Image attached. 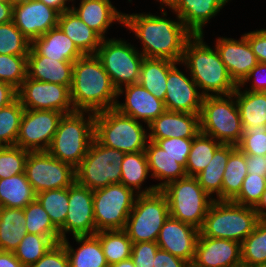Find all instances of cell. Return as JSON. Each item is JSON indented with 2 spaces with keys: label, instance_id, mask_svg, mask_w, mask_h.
Instances as JSON below:
<instances>
[{
  "label": "cell",
  "instance_id": "obj_30",
  "mask_svg": "<svg viewBox=\"0 0 266 267\" xmlns=\"http://www.w3.org/2000/svg\"><path fill=\"white\" fill-rule=\"evenodd\" d=\"M80 247L74 249L68 238L60 241L66 250L69 267H109L100 239L96 235L73 236Z\"/></svg>",
  "mask_w": 266,
  "mask_h": 267
},
{
  "label": "cell",
  "instance_id": "obj_50",
  "mask_svg": "<svg viewBox=\"0 0 266 267\" xmlns=\"http://www.w3.org/2000/svg\"><path fill=\"white\" fill-rule=\"evenodd\" d=\"M192 142L193 138H166L158 139L155 143L186 167Z\"/></svg>",
  "mask_w": 266,
  "mask_h": 267
},
{
  "label": "cell",
  "instance_id": "obj_28",
  "mask_svg": "<svg viewBox=\"0 0 266 267\" xmlns=\"http://www.w3.org/2000/svg\"><path fill=\"white\" fill-rule=\"evenodd\" d=\"M149 172L152 178L163 181L156 184L158 190L164 188L168 183L187 177L185 167L171 157L155 142L148 140L145 148Z\"/></svg>",
  "mask_w": 266,
  "mask_h": 267
},
{
  "label": "cell",
  "instance_id": "obj_39",
  "mask_svg": "<svg viewBox=\"0 0 266 267\" xmlns=\"http://www.w3.org/2000/svg\"><path fill=\"white\" fill-rule=\"evenodd\" d=\"M95 235L100 239L108 265L131 257L133 243L124 229L99 231Z\"/></svg>",
  "mask_w": 266,
  "mask_h": 267
},
{
  "label": "cell",
  "instance_id": "obj_2",
  "mask_svg": "<svg viewBox=\"0 0 266 267\" xmlns=\"http://www.w3.org/2000/svg\"><path fill=\"white\" fill-rule=\"evenodd\" d=\"M118 90L96 55H84L73 64L70 98L75 111L98 113L115 108Z\"/></svg>",
  "mask_w": 266,
  "mask_h": 267
},
{
  "label": "cell",
  "instance_id": "obj_31",
  "mask_svg": "<svg viewBox=\"0 0 266 267\" xmlns=\"http://www.w3.org/2000/svg\"><path fill=\"white\" fill-rule=\"evenodd\" d=\"M237 148L235 145L222 144L214 153L210 163L195 176L198 184L214 200L222 201V182L230 154ZM216 194V198L213 197Z\"/></svg>",
  "mask_w": 266,
  "mask_h": 267
},
{
  "label": "cell",
  "instance_id": "obj_33",
  "mask_svg": "<svg viewBox=\"0 0 266 267\" xmlns=\"http://www.w3.org/2000/svg\"><path fill=\"white\" fill-rule=\"evenodd\" d=\"M168 59L144 58L140 67L139 81L153 96L164 101L168 72L176 65Z\"/></svg>",
  "mask_w": 266,
  "mask_h": 267
},
{
  "label": "cell",
  "instance_id": "obj_66",
  "mask_svg": "<svg viewBox=\"0 0 266 267\" xmlns=\"http://www.w3.org/2000/svg\"><path fill=\"white\" fill-rule=\"evenodd\" d=\"M0 2H9V0H0Z\"/></svg>",
  "mask_w": 266,
  "mask_h": 267
},
{
  "label": "cell",
  "instance_id": "obj_5",
  "mask_svg": "<svg viewBox=\"0 0 266 267\" xmlns=\"http://www.w3.org/2000/svg\"><path fill=\"white\" fill-rule=\"evenodd\" d=\"M140 121L120 113L116 108L95 113L94 138L102 145L135 153L145 151L148 133Z\"/></svg>",
  "mask_w": 266,
  "mask_h": 267
},
{
  "label": "cell",
  "instance_id": "obj_44",
  "mask_svg": "<svg viewBox=\"0 0 266 267\" xmlns=\"http://www.w3.org/2000/svg\"><path fill=\"white\" fill-rule=\"evenodd\" d=\"M24 110L18 99L0 109V147L16 146Z\"/></svg>",
  "mask_w": 266,
  "mask_h": 267
},
{
  "label": "cell",
  "instance_id": "obj_37",
  "mask_svg": "<svg viewBox=\"0 0 266 267\" xmlns=\"http://www.w3.org/2000/svg\"><path fill=\"white\" fill-rule=\"evenodd\" d=\"M246 155L237 147L229 156L223 174L222 201H232L247 176Z\"/></svg>",
  "mask_w": 266,
  "mask_h": 267
},
{
  "label": "cell",
  "instance_id": "obj_14",
  "mask_svg": "<svg viewBox=\"0 0 266 267\" xmlns=\"http://www.w3.org/2000/svg\"><path fill=\"white\" fill-rule=\"evenodd\" d=\"M17 99L24 109L56 110L70 114L75 112L70 89L65 85L26 78L17 89Z\"/></svg>",
  "mask_w": 266,
  "mask_h": 267
},
{
  "label": "cell",
  "instance_id": "obj_40",
  "mask_svg": "<svg viewBox=\"0 0 266 267\" xmlns=\"http://www.w3.org/2000/svg\"><path fill=\"white\" fill-rule=\"evenodd\" d=\"M241 262L246 267H262L266 262V220H260L255 229L241 243Z\"/></svg>",
  "mask_w": 266,
  "mask_h": 267
},
{
  "label": "cell",
  "instance_id": "obj_3",
  "mask_svg": "<svg viewBox=\"0 0 266 267\" xmlns=\"http://www.w3.org/2000/svg\"><path fill=\"white\" fill-rule=\"evenodd\" d=\"M203 38V34L193 35L187 41L180 64L190 71L204 97L232 94L238 85L230 77L217 49L208 46Z\"/></svg>",
  "mask_w": 266,
  "mask_h": 267
},
{
  "label": "cell",
  "instance_id": "obj_46",
  "mask_svg": "<svg viewBox=\"0 0 266 267\" xmlns=\"http://www.w3.org/2000/svg\"><path fill=\"white\" fill-rule=\"evenodd\" d=\"M27 78V56L0 54V81L18 89Z\"/></svg>",
  "mask_w": 266,
  "mask_h": 267
},
{
  "label": "cell",
  "instance_id": "obj_42",
  "mask_svg": "<svg viewBox=\"0 0 266 267\" xmlns=\"http://www.w3.org/2000/svg\"><path fill=\"white\" fill-rule=\"evenodd\" d=\"M36 199L49 215L53 225L60 230L68 213V187L39 192Z\"/></svg>",
  "mask_w": 266,
  "mask_h": 267
},
{
  "label": "cell",
  "instance_id": "obj_10",
  "mask_svg": "<svg viewBox=\"0 0 266 267\" xmlns=\"http://www.w3.org/2000/svg\"><path fill=\"white\" fill-rule=\"evenodd\" d=\"M125 153L100 144L95 138L86 156L76 168V181L90 190L120 183Z\"/></svg>",
  "mask_w": 266,
  "mask_h": 267
},
{
  "label": "cell",
  "instance_id": "obj_60",
  "mask_svg": "<svg viewBox=\"0 0 266 267\" xmlns=\"http://www.w3.org/2000/svg\"><path fill=\"white\" fill-rule=\"evenodd\" d=\"M43 2L46 6L57 10L60 14L70 10L71 7L67 6V1L70 3L71 0H39Z\"/></svg>",
  "mask_w": 266,
  "mask_h": 267
},
{
  "label": "cell",
  "instance_id": "obj_15",
  "mask_svg": "<svg viewBox=\"0 0 266 267\" xmlns=\"http://www.w3.org/2000/svg\"><path fill=\"white\" fill-rule=\"evenodd\" d=\"M63 115L56 110L25 109L16 146L29 151H47Z\"/></svg>",
  "mask_w": 266,
  "mask_h": 267
},
{
  "label": "cell",
  "instance_id": "obj_7",
  "mask_svg": "<svg viewBox=\"0 0 266 267\" xmlns=\"http://www.w3.org/2000/svg\"><path fill=\"white\" fill-rule=\"evenodd\" d=\"M199 116L201 133L221 144L240 143L244 131L234 93L203 97Z\"/></svg>",
  "mask_w": 266,
  "mask_h": 267
},
{
  "label": "cell",
  "instance_id": "obj_52",
  "mask_svg": "<svg viewBox=\"0 0 266 267\" xmlns=\"http://www.w3.org/2000/svg\"><path fill=\"white\" fill-rule=\"evenodd\" d=\"M30 267H69V259L64 245L61 242L56 243Z\"/></svg>",
  "mask_w": 266,
  "mask_h": 267
},
{
  "label": "cell",
  "instance_id": "obj_63",
  "mask_svg": "<svg viewBox=\"0 0 266 267\" xmlns=\"http://www.w3.org/2000/svg\"><path fill=\"white\" fill-rule=\"evenodd\" d=\"M29 1H33V0H9V3L14 7L23 3H27Z\"/></svg>",
  "mask_w": 266,
  "mask_h": 267
},
{
  "label": "cell",
  "instance_id": "obj_23",
  "mask_svg": "<svg viewBox=\"0 0 266 267\" xmlns=\"http://www.w3.org/2000/svg\"><path fill=\"white\" fill-rule=\"evenodd\" d=\"M148 139L194 138L200 133L199 114L166 110L147 125Z\"/></svg>",
  "mask_w": 266,
  "mask_h": 267
},
{
  "label": "cell",
  "instance_id": "obj_27",
  "mask_svg": "<svg viewBox=\"0 0 266 267\" xmlns=\"http://www.w3.org/2000/svg\"><path fill=\"white\" fill-rule=\"evenodd\" d=\"M73 64L74 62L58 61L41 54H28L27 77L43 82L65 85L70 89Z\"/></svg>",
  "mask_w": 266,
  "mask_h": 267
},
{
  "label": "cell",
  "instance_id": "obj_21",
  "mask_svg": "<svg viewBox=\"0 0 266 267\" xmlns=\"http://www.w3.org/2000/svg\"><path fill=\"white\" fill-rule=\"evenodd\" d=\"M215 44L230 77L237 85L259 63L244 34L239 40L219 37Z\"/></svg>",
  "mask_w": 266,
  "mask_h": 267
},
{
  "label": "cell",
  "instance_id": "obj_45",
  "mask_svg": "<svg viewBox=\"0 0 266 267\" xmlns=\"http://www.w3.org/2000/svg\"><path fill=\"white\" fill-rule=\"evenodd\" d=\"M31 42L13 21L0 24V54L28 56Z\"/></svg>",
  "mask_w": 266,
  "mask_h": 267
},
{
  "label": "cell",
  "instance_id": "obj_48",
  "mask_svg": "<svg viewBox=\"0 0 266 267\" xmlns=\"http://www.w3.org/2000/svg\"><path fill=\"white\" fill-rule=\"evenodd\" d=\"M265 189L266 177L247 174L239 194L232 202L243 206L255 207L260 201Z\"/></svg>",
  "mask_w": 266,
  "mask_h": 267
},
{
  "label": "cell",
  "instance_id": "obj_55",
  "mask_svg": "<svg viewBox=\"0 0 266 267\" xmlns=\"http://www.w3.org/2000/svg\"><path fill=\"white\" fill-rule=\"evenodd\" d=\"M187 261L171 253L158 249L154 257V267H186Z\"/></svg>",
  "mask_w": 266,
  "mask_h": 267
},
{
  "label": "cell",
  "instance_id": "obj_35",
  "mask_svg": "<svg viewBox=\"0 0 266 267\" xmlns=\"http://www.w3.org/2000/svg\"><path fill=\"white\" fill-rule=\"evenodd\" d=\"M237 87L233 92L240 113L243 131L266 125V92H251Z\"/></svg>",
  "mask_w": 266,
  "mask_h": 267
},
{
  "label": "cell",
  "instance_id": "obj_6",
  "mask_svg": "<svg viewBox=\"0 0 266 267\" xmlns=\"http://www.w3.org/2000/svg\"><path fill=\"white\" fill-rule=\"evenodd\" d=\"M260 221L254 207L232 201L214 200L206 214L200 234L209 238L229 239L239 243Z\"/></svg>",
  "mask_w": 266,
  "mask_h": 267
},
{
  "label": "cell",
  "instance_id": "obj_47",
  "mask_svg": "<svg viewBox=\"0 0 266 267\" xmlns=\"http://www.w3.org/2000/svg\"><path fill=\"white\" fill-rule=\"evenodd\" d=\"M29 150L18 146L0 147V179L24 173Z\"/></svg>",
  "mask_w": 266,
  "mask_h": 267
},
{
  "label": "cell",
  "instance_id": "obj_25",
  "mask_svg": "<svg viewBox=\"0 0 266 267\" xmlns=\"http://www.w3.org/2000/svg\"><path fill=\"white\" fill-rule=\"evenodd\" d=\"M71 9L92 30L103 39L108 27L114 22L121 25L124 21V13L118 11L110 0H81L79 7L72 4Z\"/></svg>",
  "mask_w": 266,
  "mask_h": 267
},
{
  "label": "cell",
  "instance_id": "obj_19",
  "mask_svg": "<svg viewBox=\"0 0 266 267\" xmlns=\"http://www.w3.org/2000/svg\"><path fill=\"white\" fill-rule=\"evenodd\" d=\"M200 230L169 215L157 239L159 249L189 262L193 260Z\"/></svg>",
  "mask_w": 266,
  "mask_h": 267
},
{
  "label": "cell",
  "instance_id": "obj_56",
  "mask_svg": "<svg viewBox=\"0 0 266 267\" xmlns=\"http://www.w3.org/2000/svg\"><path fill=\"white\" fill-rule=\"evenodd\" d=\"M248 174L266 177V155H246Z\"/></svg>",
  "mask_w": 266,
  "mask_h": 267
},
{
  "label": "cell",
  "instance_id": "obj_34",
  "mask_svg": "<svg viewBox=\"0 0 266 267\" xmlns=\"http://www.w3.org/2000/svg\"><path fill=\"white\" fill-rule=\"evenodd\" d=\"M25 225L23 208L0 207V250L14 252L27 233Z\"/></svg>",
  "mask_w": 266,
  "mask_h": 267
},
{
  "label": "cell",
  "instance_id": "obj_51",
  "mask_svg": "<svg viewBox=\"0 0 266 267\" xmlns=\"http://www.w3.org/2000/svg\"><path fill=\"white\" fill-rule=\"evenodd\" d=\"M158 249L157 242L133 243L130 258L135 267H154V257Z\"/></svg>",
  "mask_w": 266,
  "mask_h": 267
},
{
  "label": "cell",
  "instance_id": "obj_8",
  "mask_svg": "<svg viewBox=\"0 0 266 267\" xmlns=\"http://www.w3.org/2000/svg\"><path fill=\"white\" fill-rule=\"evenodd\" d=\"M161 191L168 199L171 217L199 230L202 228L214 199L203 190L195 177L187 176L172 181Z\"/></svg>",
  "mask_w": 266,
  "mask_h": 267
},
{
  "label": "cell",
  "instance_id": "obj_12",
  "mask_svg": "<svg viewBox=\"0 0 266 267\" xmlns=\"http://www.w3.org/2000/svg\"><path fill=\"white\" fill-rule=\"evenodd\" d=\"M137 195L122 183H114L93 190L96 233L104 230L125 229Z\"/></svg>",
  "mask_w": 266,
  "mask_h": 267
},
{
  "label": "cell",
  "instance_id": "obj_13",
  "mask_svg": "<svg viewBox=\"0 0 266 267\" xmlns=\"http://www.w3.org/2000/svg\"><path fill=\"white\" fill-rule=\"evenodd\" d=\"M24 173L36 194L67 188L76 181V169L48 151H29Z\"/></svg>",
  "mask_w": 266,
  "mask_h": 267
},
{
  "label": "cell",
  "instance_id": "obj_41",
  "mask_svg": "<svg viewBox=\"0 0 266 267\" xmlns=\"http://www.w3.org/2000/svg\"><path fill=\"white\" fill-rule=\"evenodd\" d=\"M24 213L27 233L48 236L55 243L60 242L59 230L53 225L49 215L37 199L24 208Z\"/></svg>",
  "mask_w": 266,
  "mask_h": 267
},
{
  "label": "cell",
  "instance_id": "obj_58",
  "mask_svg": "<svg viewBox=\"0 0 266 267\" xmlns=\"http://www.w3.org/2000/svg\"><path fill=\"white\" fill-rule=\"evenodd\" d=\"M0 267H24L14 252L0 250Z\"/></svg>",
  "mask_w": 266,
  "mask_h": 267
},
{
  "label": "cell",
  "instance_id": "obj_22",
  "mask_svg": "<svg viewBox=\"0 0 266 267\" xmlns=\"http://www.w3.org/2000/svg\"><path fill=\"white\" fill-rule=\"evenodd\" d=\"M193 261L205 267H239L241 243L199 234Z\"/></svg>",
  "mask_w": 266,
  "mask_h": 267
},
{
  "label": "cell",
  "instance_id": "obj_26",
  "mask_svg": "<svg viewBox=\"0 0 266 267\" xmlns=\"http://www.w3.org/2000/svg\"><path fill=\"white\" fill-rule=\"evenodd\" d=\"M28 54H41L58 61L69 62H75L84 56L74 42L58 26L34 39L31 42Z\"/></svg>",
  "mask_w": 266,
  "mask_h": 267
},
{
  "label": "cell",
  "instance_id": "obj_43",
  "mask_svg": "<svg viewBox=\"0 0 266 267\" xmlns=\"http://www.w3.org/2000/svg\"><path fill=\"white\" fill-rule=\"evenodd\" d=\"M55 244L48 236L26 233L14 254L24 267H30Z\"/></svg>",
  "mask_w": 266,
  "mask_h": 267
},
{
  "label": "cell",
  "instance_id": "obj_29",
  "mask_svg": "<svg viewBox=\"0 0 266 267\" xmlns=\"http://www.w3.org/2000/svg\"><path fill=\"white\" fill-rule=\"evenodd\" d=\"M57 26L74 42L84 55H95L103 40L72 9L60 14Z\"/></svg>",
  "mask_w": 266,
  "mask_h": 267
},
{
  "label": "cell",
  "instance_id": "obj_59",
  "mask_svg": "<svg viewBox=\"0 0 266 267\" xmlns=\"http://www.w3.org/2000/svg\"><path fill=\"white\" fill-rule=\"evenodd\" d=\"M13 6L9 2H0V24L12 21Z\"/></svg>",
  "mask_w": 266,
  "mask_h": 267
},
{
  "label": "cell",
  "instance_id": "obj_38",
  "mask_svg": "<svg viewBox=\"0 0 266 267\" xmlns=\"http://www.w3.org/2000/svg\"><path fill=\"white\" fill-rule=\"evenodd\" d=\"M222 144L213 137L199 133L193 138L190 153L185 167L187 176L195 177L206 168L212 160L215 151Z\"/></svg>",
  "mask_w": 266,
  "mask_h": 267
},
{
  "label": "cell",
  "instance_id": "obj_57",
  "mask_svg": "<svg viewBox=\"0 0 266 267\" xmlns=\"http://www.w3.org/2000/svg\"><path fill=\"white\" fill-rule=\"evenodd\" d=\"M17 99V89L11 84L0 81V109L10 105Z\"/></svg>",
  "mask_w": 266,
  "mask_h": 267
},
{
  "label": "cell",
  "instance_id": "obj_64",
  "mask_svg": "<svg viewBox=\"0 0 266 267\" xmlns=\"http://www.w3.org/2000/svg\"><path fill=\"white\" fill-rule=\"evenodd\" d=\"M186 267H205V266H201L198 263L191 260V261L187 262Z\"/></svg>",
  "mask_w": 266,
  "mask_h": 267
},
{
  "label": "cell",
  "instance_id": "obj_20",
  "mask_svg": "<svg viewBox=\"0 0 266 267\" xmlns=\"http://www.w3.org/2000/svg\"><path fill=\"white\" fill-rule=\"evenodd\" d=\"M125 92V102H116L115 108L122 114L149 125L166 111L164 101L153 96L141 84L135 83L118 90V98Z\"/></svg>",
  "mask_w": 266,
  "mask_h": 267
},
{
  "label": "cell",
  "instance_id": "obj_18",
  "mask_svg": "<svg viewBox=\"0 0 266 267\" xmlns=\"http://www.w3.org/2000/svg\"><path fill=\"white\" fill-rule=\"evenodd\" d=\"M193 79L187 77L175 65L169 72L166 82L164 105L166 110L200 114L203 95L198 92Z\"/></svg>",
  "mask_w": 266,
  "mask_h": 267
},
{
  "label": "cell",
  "instance_id": "obj_9",
  "mask_svg": "<svg viewBox=\"0 0 266 267\" xmlns=\"http://www.w3.org/2000/svg\"><path fill=\"white\" fill-rule=\"evenodd\" d=\"M168 217V199L161 190L137 195L124 230L132 243L157 242Z\"/></svg>",
  "mask_w": 266,
  "mask_h": 267
},
{
  "label": "cell",
  "instance_id": "obj_32",
  "mask_svg": "<svg viewBox=\"0 0 266 267\" xmlns=\"http://www.w3.org/2000/svg\"><path fill=\"white\" fill-rule=\"evenodd\" d=\"M149 173V166L145 151L125 153L121 164L120 183L127 188L132 189L134 192L136 191V194L138 195L154 193L158 191L156 185H151L145 189H142L141 187L143 182L148 179L147 177L150 176Z\"/></svg>",
  "mask_w": 266,
  "mask_h": 267
},
{
  "label": "cell",
  "instance_id": "obj_54",
  "mask_svg": "<svg viewBox=\"0 0 266 267\" xmlns=\"http://www.w3.org/2000/svg\"><path fill=\"white\" fill-rule=\"evenodd\" d=\"M266 71V64L265 63H258L245 77V79L238 85V87H244L246 83L249 81L251 82L250 88H246V91L251 92H266V75H261V72L265 73Z\"/></svg>",
  "mask_w": 266,
  "mask_h": 267
},
{
  "label": "cell",
  "instance_id": "obj_24",
  "mask_svg": "<svg viewBox=\"0 0 266 267\" xmlns=\"http://www.w3.org/2000/svg\"><path fill=\"white\" fill-rule=\"evenodd\" d=\"M229 0H172L167 6L194 34L201 35L203 27L215 17Z\"/></svg>",
  "mask_w": 266,
  "mask_h": 267
},
{
  "label": "cell",
  "instance_id": "obj_62",
  "mask_svg": "<svg viewBox=\"0 0 266 267\" xmlns=\"http://www.w3.org/2000/svg\"><path fill=\"white\" fill-rule=\"evenodd\" d=\"M109 267H135V264L133 263L131 258H128L118 263L109 265Z\"/></svg>",
  "mask_w": 266,
  "mask_h": 267
},
{
  "label": "cell",
  "instance_id": "obj_4",
  "mask_svg": "<svg viewBox=\"0 0 266 267\" xmlns=\"http://www.w3.org/2000/svg\"><path fill=\"white\" fill-rule=\"evenodd\" d=\"M85 113H88L87 118ZM94 120L95 113L92 112L75 111L63 115L47 151L76 169L94 139Z\"/></svg>",
  "mask_w": 266,
  "mask_h": 267
},
{
  "label": "cell",
  "instance_id": "obj_11",
  "mask_svg": "<svg viewBox=\"0 0 266 267\" xmlns=\"http://www.w3.org/2000/svg\"><path fill=\"white\" fill-rule=\"evenodd\" d=\"M95 55L117 90L138 83L144 56L134 45L122 39L105 38Z\"/></svg>",
  "mask_w": 266,
  "mask_h": 267
},
{
  "label": "cell",
  "instance_id": "obj_17",
  "mask_svg": "<svg viewBox=\"0 0 266 267\" xmlns=\"http://www.w3.org/2000/svg\"><path fill=\"white\" fill-rule=\"evenodd\" d=\"M60 13L39 0L13 7L12 21L23 35L32 42L57 27Z\"/></svg>",
  "mask_w": 266,
  "mask_h": 267
},
{
  "label": "cell",
  "instance_id": "obj_16",
  "mask_svg": "<svg viewBox=\"0 0 266 267\" xmlns=\"http://www.w3.org/2000/svg\"><path fill=\"white\" fill-rule=\"evenodd\" d=\"M59 233L60 241L67 238V233H72L73 236L96 234L93 190L77 181L68 187V213Z\"/></svg>",
  "mask_w": 266,
  "mask_h": 267
},
{
  "label": "cell",
  "instance_id": "obj_1",
  "mask_svg": "<svg viewBox=\"0 0 266 267\" xmlns=\"http://www.w3.org/2000/svg\"><path fill=\"white\" fill-rule=\"evenodd\" d=\"M163 17L150 13H124L123 26L140 39L144 58L168 59L181 63L187 41L194 35L177 16L167 19V10L161 6Z\"/></svg>",
  "mask_w": 266,
  "mask_h": 267
},
{
  "label": "cell",
  "instance_id": "obj_49",
  "mask_svg": "<svg viewBox=\"0 0 266 267\" xmlns=\"http://www.w3.org/2000/svg\"><path fill=\"white\" fill-rule=\"evenodd\" d=\"M237 147L245 155H266V125L247 128Z\"/></svg>",
  "mask_w": 266,
  "mask_h": 267
},
{
  "label": "cell",
  "instance_id": "obj_36",
  "mask_svg": "<svg viewBox=\"0 0 266 267\" xmlns=\"http://www.w3.org/2000/svg\"><path fill=\"white\" fill-rule=\"evenodd\" d=\"M35 199L36 193L25 173L0 179V207L24 209Z\"/></svg>",
  "mask_w": 266,
  "mask_h": 267
},
{
  "label": "cell",
  "instance_id": "obj_61",
  "mask_svg": "<svg viewBox=\"0 0 266 267\" xmlns=\"http://www.w3.org/2000/svg\"><path fill=\"white\" fill-rule=\"evenodd\" d=\"M254 210L258 214L260 220H266V189L262 194L260 201L254 207Z\"/></svg>",
  "mask_w": 266,
  "mask_h": 267
},
{
  "label": "cell",
  "instance_id": "obj_53",
  "mask_svg": "<svg viewBox=\"0 0 266 267\" xmlns=\"http://www.w3.org/2000/svg\"><path fill=\"white\" fill-rule=\"evenodd\" d=\"M244 35L258 62L266 64V29L250 31Z\"/></svg>",
  "mask_w": 266,
  "mask_h": 267
},
{
  "label": "cell",
  "instance_id": "obj_65",
  "mask_svg": "<svg viewBox=\"0 0 266 267\" xmlns=\"http://www.w3.org/2000/svg\"><path fill=\"white\" fill-rule=\"evenodd\" d=\"M172 0H158L160 2L161 6H167ZM165 4V5H164Z\"/></svg>",
  "mask_w": 266,
  "mask_h": 267
}]
</instances>
